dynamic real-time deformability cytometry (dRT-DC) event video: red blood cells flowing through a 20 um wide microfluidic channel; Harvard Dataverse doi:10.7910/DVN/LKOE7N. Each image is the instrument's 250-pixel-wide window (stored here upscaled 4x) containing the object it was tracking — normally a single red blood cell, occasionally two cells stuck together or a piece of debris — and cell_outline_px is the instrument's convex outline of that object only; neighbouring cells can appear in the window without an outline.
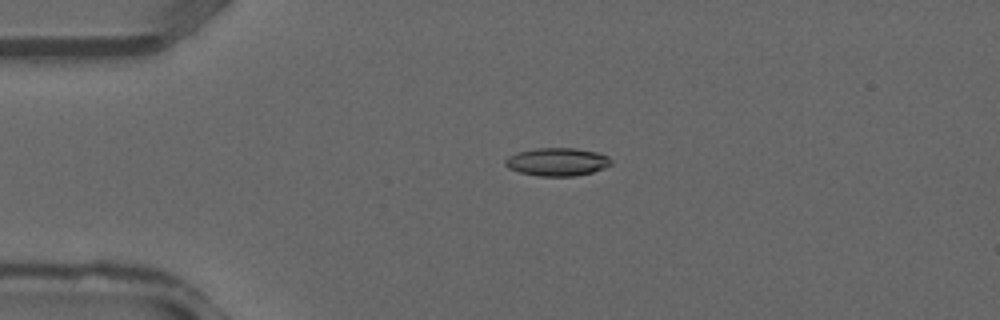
{"species": "common noctule bat (a hibernating species)", "species_latin": "Nyctalus noctula", "temperature_condition": "warm", "stored_images_in_passage": 26, "camera_frame_rate_fps": 3000, "um_per_image_px": 0.085, "animal": {"sex": "male", "forearm_length_mm": 52.5}, "frame": {"image": 1, "passage_image": 1, "time_ms": 0.0, "image_size_px": [1000, 320], "cell_outline_px": [[612, 164], [604, 168], [592, 172], [576, 176], [536, 176], [520, 172], [508, 168], [504, 164], [504, 160], [508, 156], [516, 152], [536, 148], [576, 148], [596, 152], [608, 156], [612, 160]], "centroid_in_image_um": [47.35, 13.76], "position_along_channel_um": 37.7, "area_um2": 17.46}}
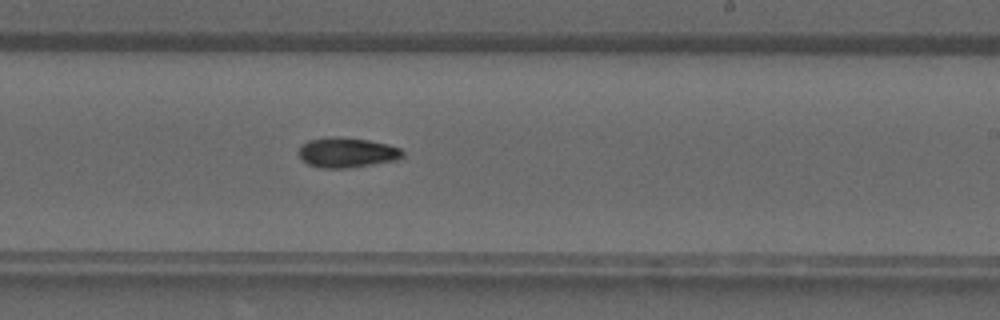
{"frame": {"image": 2, "passage_image": 15, "time_ms": 4.667, "image_size_px": [1000, 320], "cell_outline_px": [[404, 152], [396, 160], [348, 168], [320, 168], [308, 164], [300, 160], [296, 152], [300, 144], [308, 140], [332, 136], [368, 140], [388, 144], [400, 148]], "centroid_in_image_um": [29.39, 12.96], "position_along_channel_um": 259.6, "area_um2": 18.32}}
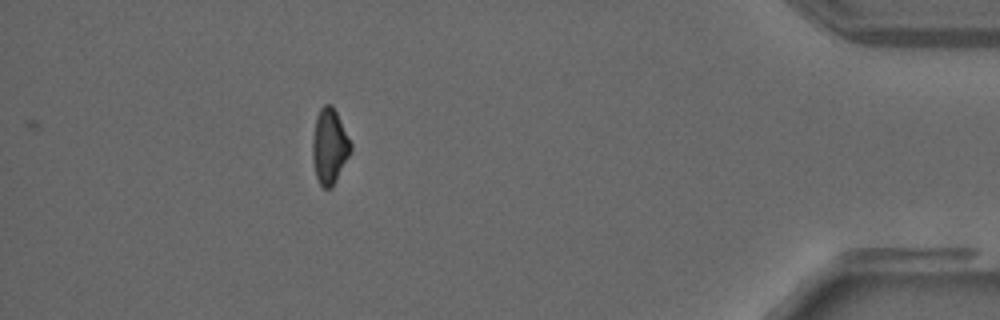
{"frame": {"image": 3, "passage_image": 26, "time_ms": 8.333, "image_size_px": [1000, 320], "cell_outline_px": [[352, 148], [332, 188], [324, 188], [320, 184], [316, 176], [312, 160], [312, 140], [316, 116], [320, 108], [324, 104], [332, 104], [352, 144]], "centroid_in_image_um": [27.99, 12.42], "position_along_channel_um": 407.2, "area_um2": 16.65}}